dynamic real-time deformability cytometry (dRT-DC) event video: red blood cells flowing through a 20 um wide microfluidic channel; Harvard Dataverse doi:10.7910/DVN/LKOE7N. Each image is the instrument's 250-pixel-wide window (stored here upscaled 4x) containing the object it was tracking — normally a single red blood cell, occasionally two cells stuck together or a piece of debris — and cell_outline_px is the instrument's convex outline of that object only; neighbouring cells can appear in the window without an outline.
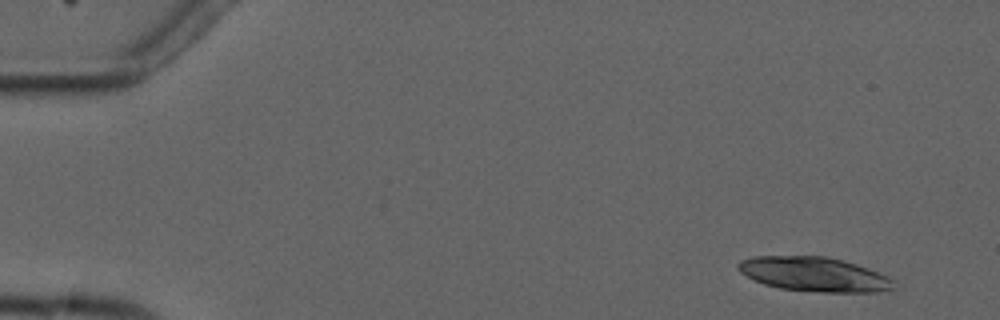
{"species": "common noctule bat (a hibernating species)", "species_latin": "Nyctalus noctula", "temperature_condition": "cold", "stored_images_in_passage": 9, "camera_frame_rate_fps": 3000, "um_per_image_px": 0.085, "animal": {"sex": "male", "forearm_length_mm": 52.5}, "frame": {"image": 1, "passage_image": 1, "time_ms": 0.0, "image_size_px": [1000, 320], "cell_outline_px": [[896, 280], [892, 288], [876, 292], [820, 292], [780, 288], [764, 284], [740, 272], [736, 268], [736, 264], [740, 260], [752, 256], [828, 256], [844, 260], [868, 268], [888, 276]], "centroid_in_image_um": [69.2, 23.3], "position_along_channel_um": 15.8, "area_um2": 31.27}}
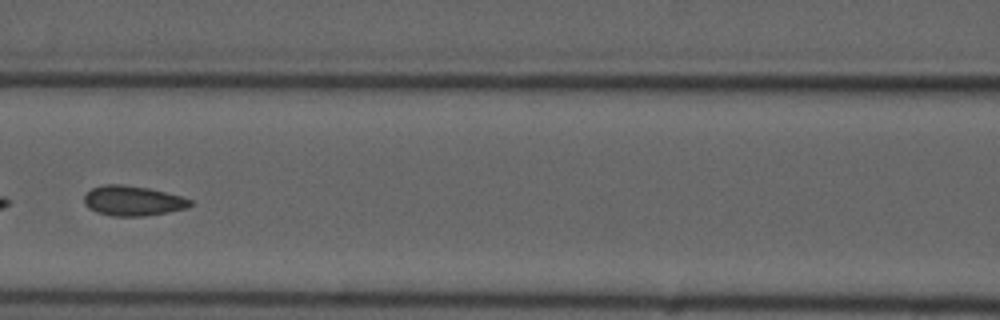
{"frame": {"image": 2, "passage_image": 7, "time_ms": 7.0, "image_size_px": [1000, 320], "cell_outline_px": [[192, 204], [188, 208], [168, 212], [144, 216], [112, 216], [96, 212], [88, 208], [84, 204], [84, 196], [92, 188], [104, 184], [120, 184], [148, 188], [180, 196], [192, 200]], "centroid_in_image_um": [11.27, 17.07], "position_along_channel_um": 155.3, "area_um2": 18.5}}
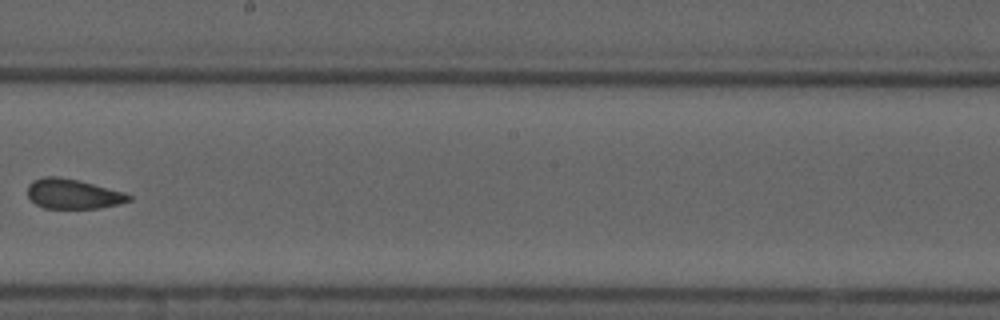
{"frame": {"image": 3, "passage_image": 9, "time_ms": 9.333, "image_size_px": [1000, 320], "cell_outline_px": [[132, 200], [120, 204], [100, 208], [44, 208], [36, 204], [28, 196], [28, 184], [32, 180], [44, 176], [60, 176], [80, 180], [124, 192], [132, 196]], "centroid_in_image_um": [6.22, 16.47], "position_along_channel_um": 242.0, "area_um2": 17.8}}